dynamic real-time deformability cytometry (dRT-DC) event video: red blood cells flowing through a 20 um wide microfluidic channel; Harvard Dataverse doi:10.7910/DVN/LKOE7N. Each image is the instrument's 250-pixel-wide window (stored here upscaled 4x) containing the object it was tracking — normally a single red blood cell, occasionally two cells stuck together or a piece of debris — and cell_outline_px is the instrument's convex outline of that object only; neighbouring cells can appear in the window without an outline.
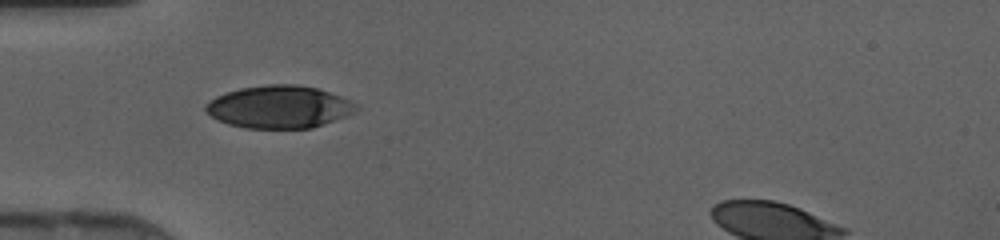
{"species": "human", "species_latin": "Homo sapiens", "temperature_condition": "cold", "stored_images_in_passage": 33, "camera_frame_rate_fps": 3000, "um_per_image_px": 0.085, "donor": {"sex": "female"}, "frame": {"image": 1, "passage_image": 1, "time_ms": 0.0, "image_size_px": [1000, 240], "cell_outline_px": [[360, 108], [356, 112], [324, 124], [312, 128], [244, 128], [228, 124], [212, 116], [204, 108], [204, 104], [216, 96], [240, 88], [268, 84], [296, 84], [316, 88], [340, 96], [356, 104]], "centroid_in_image_um": [23.73, 9.09], "position_along_channel_um": 61.3, "area_um2": 37.17}}
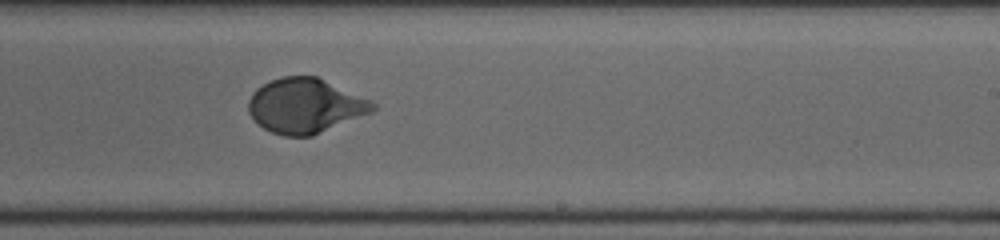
{"frame": {"image": 2, "passage_image": 15, "time_ms": 4.667, "image_size_px": [1000, 240], "cell_outline_px": [[376, 108], [372, 112], [312, 136], [284, 136], [272, 132], [264, 128], [248, 112], [248, 100], [252, 92], [256, 88], [280, 76], [316, 76], [372, 100], [376, 104]], "centroid_in_image_um": [25.95, 8.98], "position_along_channel_um": 263.0, "area_um2": 39.54}}
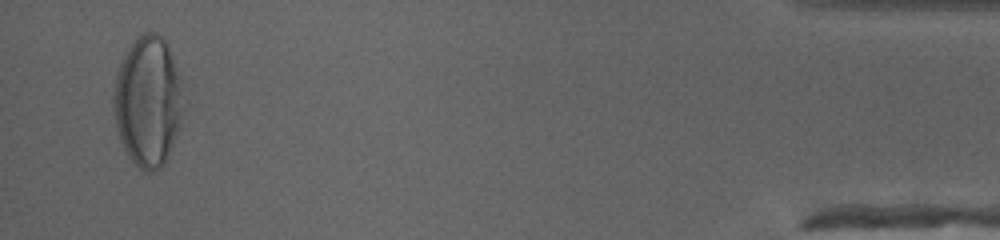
{"frame": {"image": 3, "passage_image": 31, "time_ms": 10.0, "image_size_px": [1000, 240], "cell_outline_px": [[180, 124], [172, 148], [164, 164], [160, 168], [152, 172], [148, 172], [140, 168], [132, 160], [124, 148], [120, 140], [116, 128], [112, 104], [112, 96], [116, 72], [120, 60], [136, 36], [140, 32], [156, 32], [164, 40], [172, 56], [176, 72], [180, 112]], "centroid_in_image_um": [12.48, 8.62], "position_along_channel_um": 422.7, "area_um2": 52.14}}